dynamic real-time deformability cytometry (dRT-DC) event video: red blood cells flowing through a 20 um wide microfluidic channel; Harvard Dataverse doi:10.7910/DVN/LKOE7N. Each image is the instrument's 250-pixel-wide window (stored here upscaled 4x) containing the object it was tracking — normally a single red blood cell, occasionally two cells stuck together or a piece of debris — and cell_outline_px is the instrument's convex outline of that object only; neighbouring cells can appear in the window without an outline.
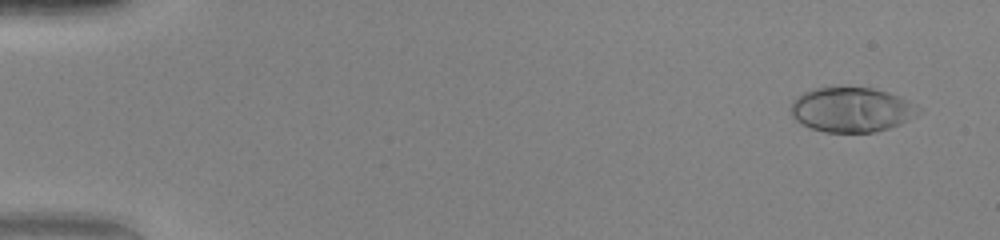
{"species": "human", "species_latin": "Homo sapiens", "temperature_condition": "warm", "stored_images_in_passage": 50, "camera_frame_rate_fps": 3000, "um_per_image_px": 0.085, "donor": {"sex": "female"}, "frame": {"image": 1, "passage_image": 3, "time_ms": 0.667, "image_size_px": [1000, 240], "cell_outline_px": [[920, 108], [916, 116], [900, 124], [888, 128], [872, 132], [824, 132], [812, 128], [796, 120], [792, 116], [792, 100], [796, 96], [804, 92], [816, 88], [840, 84], [872, 88], [888, 92], [908, 100]], "centroid_in_image_um": [72.36, 9.28], "position_along_channel_um": 12.6, "area_um2": 33.7}}
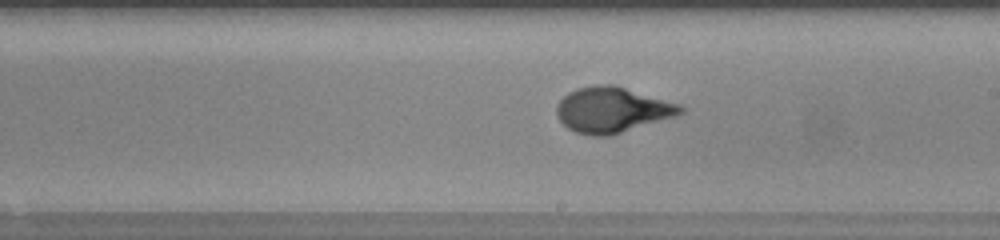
{"frame": {"image": 2, "passage_image": 30, "time_ms": 9.667, "image_size_px": [1000, 240], "cell_outline_px": [[684, 112], [676, 116], [612, 136], [592, 136], [576, 132], [568, 128], [560, 120], [556, 112], [556, 104], [568, 92], [576, 88], [596, 84], [612, 84], [680, 104], [684, 108]], "centroid_in_image_um": [52.03, 9.34], "position_along_channel_um": 237.0, "area_um2": 32.95}}
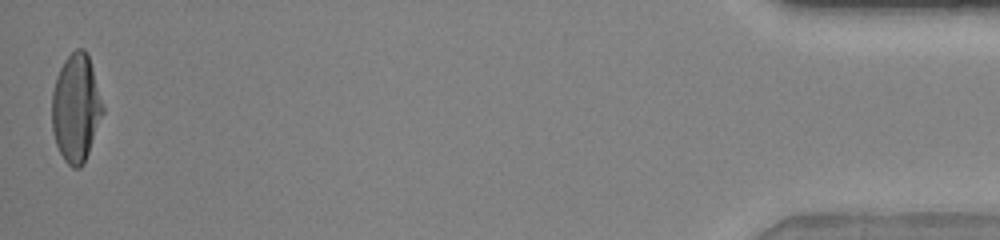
{"frame": {"image": 3, "passage_image": 50, "time_ms": 16.333, "image_size_px": [1000, 240], "cell_outline_px": [[104, 112], [84, 164], [80, 168], [72, 168], [64, 160], [56, 144], [52, 132], [52, 92], [56, 76], [64, 60], [76, 48], [84, 48], [88, 52], [104, 108]], "centroid_in_image_um": [6.46, 9.18], "position_along_channel_um": 428.7, "area_um2": 32.19}, "authors_computed_cell_mechanics": {"area_um2": 32.079, "velocity_mm_per_s": 4.1654, "shape_relaxation_time_tau1_ms": 4.0407, "shape_relaxation_time_tau2_ms": null, "deformation_change_tau1": 0.2581, "deformation_change_tau2": null}}